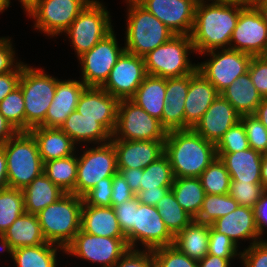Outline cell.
<instances>
[{
  "mask_svg": "<svg viewBox=\"0 0 267 267\" xmlns=\"http://www.w3.org/2000/svg\"><path fill=\"white\" fill-rule=\"evenodd\" d=\"M248 4L237 0L227 4H201L195 8L194 24L190 38L195 53L215 49H229L240 11Z\"/></svg>",
  "mask_w": 267,
  "mask_h": 267,
  "instance_id": "cell-1",
  "label": "cell"
},
{
  "mask_svg": "<svg viewBox=\"0 0 267 267\" xmlns=\"http://www.w3.org/2000/svg\"><path fill=\"white\" fill-rule=\"evenodd\" d=\"M164 154L169 158L175 178H199L217 157L215 144L192 128L169 131Z\"/></svg>",
  "mask_w": 267,
  "mask_h": 267,
  "instance_id": "cell-2",
  "label": "cell"
},
{
  "mask_svg": "<svg viewBox=\"0 0 267 267\" xmlns=\"http://www.w3.org/2000/svg\"><path fill=\"white\" fill-rule=\"evenodd\" d=\"M83 199L65 193L37 214L42 233L48 243L66 248L80 231Z\"/></svg>",
  "mask_w": 267,
  "mask_h": 267,
  "instance_id": "cell-3",
  "label": "cell"
},
{
  "mask_svg": "<svg viewBox=\"0 0 267 267\" xmlns=\"http://www.w3.org/2000/svg\"><path fill=\"white\" fill-rule=\"evenodd\" d=\"M7 160L10 188L24 189L43 173L44 163L38 145L30 132H17L2 145Z\"/></svg>",
  "mask_w": 267,
  "mask_h": 267,
  "instance_id": "cell-4",
  "label": "cell"
},
{
  "mask_svg": "<svg viewBox=\"0 0 267 267\" xmlns=\"http://www.w3.org/2000/svg\"><path fill=\"white\" fill-rule=\"evenodd\" d=\"M57 78L47 75L42 68H34L22 62V74L19 80L25 104V132L45 127V116L53 101Z\"/></svg>",
  "mask_w": 267,
  "mask_h": 267,
  "instance_id": "cell-5",
  "label": "cell"
},
{
  "mask_svg": "<svg viewBox=\"0 0 267 267\" xmlns=\"http://www.w3.org/2000/svg\"><path fill=\"white\" fill-rule=\"evenodd\" d=\"M125 51L140 57L167 42L175 34L141 5L127 6Z\"/></svg>",
  "mask_w": 267,
  "mask_h": 267,
  "instance_id": "cell-6",
  "label": "cell"
},
{
  "mask_svg": "<svg viewBox=\"0 0 267 267\" xmlns=\"http://www.w3.org/2000/svg\"><path fill=\"white\" fill-rule=\"evenodd\" d=\"M190 53H195L190 36L174 35L144 56L146 73L166 79L192 74L197 64L188 58Z\"/></svg>",
  "mask_w": 267,
  "mask_h": 267,
  "instance_id": "cell-7",
  "label": "cell"
},
{
  "mask_svg": "<svg viewBox=\"0 0 267 267\" xmlns=\"http://www.w3.org/2000/svg\"><path fill=\"white\" fill-rule=\"evenodd\" d=\"M109 14L103 2L92 0L64 32L63 35L68 36L77 58L114 30Z\"/></svg>",
  "mask_w": 267,
  "mask_h": 267,
  "instance_id": "cell-8",
  "label": "cell"
},
{
  "mask_svg": "<svg viewBox=\"0 0 267 267\" xmlns=\"http://www.w3.org/2000/svg\"><path fill=\"white\" fill-rule=\"evenodd\" d=\"M92 0H34L26 10L35 30L45 35H62Z\"/></svg>",
  "mask_w": 267,
  "mask_h": 267,
  "instance_id": "cell-9",
  "label": "cell"
},
{
  "mask_svg": "<svg viewBox=\"0 0 267 267\" xmlns=\"http://www.w3.org/2000/svg\"><path fill=\"white\" fill-rule=\"evenodd\" d=\"M167 133L158 119L130 99L119 101L116 127L111 140H165Z\"/></svg>",
  "mask_w": 267,
  "mask_h": 267,
  "instance_id": "cell-10",
  "label": "cell"
},
{
  "mask_svg": "<svg viewBox=\"0 0 267 267\" xmlns=\"http://www.w3.org/2000/svg\"><path fill=\"white\" fill-rule=\"evenodd\" d=\"M88 146L83 154L78 156L77 153V179L72 193L81 197L101 179L113 177L118 172L116 151L111 142Z\"/></svg>",
  "mask_w": 267,
  "mask_h": 267,
  "instance_id": "cell-11",
  "label": "cell"
},
{
  "mask_svg": "<svg viewBox=\"0 0 267 267\" xmlns=\"http://www.w3.org/2000/svg\"><path fill=\"white\" fill-rule=\"evenodd\" d=\"M201 55L210 59L197 63V70L209 80L220 94L239 76L248 72L252 55L232 49H215Z\"/></svg>",
  "mask_w": 267,
  "mask_h": 267,
  "instance_id": "cell-12",
  "label": "cell"
},
{
  "mask_svg": "<svg viewBox=\"0 0 267 267\" xmlns=\"http://www.w3.org/2000/svg\"><path fill=\"white\" fill-rule=\"evenodd\" d=\"M129 249L126 238L95 236L80 230L65 248V254L112 267Z\"/></svg>",
  "mask_w": 267,
  "mask_h": 267,
  "instance_id": "cell-13",
  "label": "cell"
},
{
  "mask_svg": "<svg viewBox=\"0 0 267 267\" xmlns=\"http://www.w3.org/2000/svg\"><path fill=\"white\" fill-rule=\"evenodd\" d=\"M116 38L113 30L89 51L77 58L81 67L80 80L87 87H101L108 79L117 59L125 51V47H120Z\"/></svg>",
  "mask_w": 267,
  "mask_h": 267,
  "instance_id": "cell-14",
  "label": "cell"
},
{
  "mask_svg": "<svg viewBox=\"0 0 267 267\" xmlns=\"http://www.w3.org/2000/svg\"><path fill=\"white\" fill-rule=\"evenodd\" d=\"M229 49L252 56H267V23L252 3L240 11Z\"/></svg>",
  "mask_w": 267,
  "mask_h": 267,
  "instance_id": "cell-15",
  "label": "cell"
},
{
  "mask_svg": "<svg viewBox=\"0 0 267 267\" xmlns=\"http://www.w3.org/2000/svg\"><path fill=\"white\" fill-rule=\"evenodd\" d=\"M146 75L144 57L124 51L101 88L119 100L130 99Z\"/></svg>",
  "mask_w": 267,
  "mask_h": 267,
  "instance_id": "cell-16",
  "label": "cell"
},
{
  "mask_svg": "<svg viewBox=\"0 0 267 267\" xmlns=\"http://www.w3.org/2000/svg\"><path fill=\"white\" fill-rule=\"evenodd\" d=\"M174 236L169 232L157 208L139 204L134 217V249L142 244L145 250L173 245ZM138 243V244H137Z\"/></svg>",
  "mask_w": 267,
  "mask_h": 267,
  "instance_id": "cell-17",
  "label": "cell"
},
{
  "mask_svg": "<svg viewBox=\"0 0 267 267\" xmlns=\"http://www.w3.org/2000/svg\"><path fill=\"white\" fill-rule=\"evenodd\" d=\"M175 35L190 36L195 17L193 0H146L141 4Z\"/></svg>",
  "mask_w": 267,
  "mask_h": 267,
  "instance_id": "cell-18",
  "label": "cell"
},
{
  "mask_svg": "<svg viewBox=\"0 0 267 267\" xmlns=\"http://www.w3.org/2000/svg\"><path fill=\"white\" fill-rule=\"evenodd\" d=\"M119 101L101 87H86L79 97L76 110L85 118L96 119L113 134Z\"/></svg>",
  "mask_w": 267,
  "mask_h": 267,
  "instance_id": "cell-19",
  "label": "cell"
},
{
  "mask_svg": "<svg viewBox=\"0 0 267 267\" xmlns=\"http://www.w3.org/2000/svg\"><path fill=\"white\" fill-rule=\"evenodd\" d=\"M117 169H144L165 153V140H111Z\"/></svg>",
  "mask_w": 267,
  "mask_h": 267,
  "instance_id": "cell-20",
  "label": "cell"
},
{
  "mask_svg": "<svg viewBox=\"0 0 267 267\" xmlns=\"http://www.w3.org/2000/svg\"><path fill=\"white\" fill-rule=\"evenodd\" d=\"M240 117L231 103L219 94L193 129L216 145L224 133L240 121Z\"/></svg>",
  "mask_w": 267,
  "mask_h": 267,
  "instance_id": "cell-21",
  "label": "cell"
},
{
  "mask_svg": "<svg viewBox=\"0 0 267 267\" xmlns=\"http://www.w3.org/2000/svg\"><path fill=\"white\" fill-rule=\"evenodd\" d=\"M210 226L218 233L229 237L236 245L240 240H249L250 245L262 241L256 225L253 208L238 205L237 208L225 216L217 218Z\"/></svg>",
  "mask_w": 267,
  "mask_h": 267,
  "instance_id": "cell-22",
  "label": "cell"
},
{
  "mask_svg": "<svg viewBox=\"0 0 267 267\" xmlns=\"http://www.w3.org/2000/svg\"><path fill=\"white\" fill-rule=\"evenodd\" d=\"M218 95L215 86L197 69L190 74L184 106L185 129L195 127Z\"/></svg>",
  "mask_w": 267,
  "mask_h": 267,
  "instance_id": "cell-23",
  "label": "cell"
},
{
  "mask_svg": "<svg viewBox=\"0 0 267 267\" xmlns=\"http://www.w3.org/2000/svg\"><path fill=\"white\" fill-rule=\"evenodd\" d=\"M86 87L81 80L57 78L55 95L45 116V127L60 128L67 117L76 110L79 97Z\"/></svg>",
  "mask_w": 267,
  "mask_h": 267,
  "instance_id": "cell-24",
  "label": "cell"
},
{
  "mask_svg": "<svg viewBox=\"0 0 267 267\" xmlns=\"http://www.w3.org/2000/svg\"><path fill=\"white\" fill-rule=\"evenodd\" d=\"M189 83L190 74L166 79V103L162 112V126L167 132L185 129L184 106Z\"/></svg>",
  "mask_w": 267,
  "mask_h": 267,
  "instance_id": "cell-25",
  "label": "cell"
},
{
  "mask_svg": "<svg viewBox=\"0 0 267 267\" xmlns=\"http://www.w3.org/2000/svg\"><path fill=\"white\" fill-rule=\"evenodd\" d=\"M216 155L224 163L231 181L262 184L261 163L263 154L260 152L248 148L234 153H216Z\"/></svg>",
  "mask_w": 267,
  "mask_h": 267,
  "instance_id": "cell-26",
  "label": "cell"
},
{
  "mask_svg": "<svg viewBox=\"0 0 267 267\" xmlns=\"http://www.w3.org/2000/svg\"><path fill=\"white\" fill-rule=\"evenodd\" d=\"M80 230L95 236L126 238L112 206H91L83 202Z\"/></svg>",
  "mask_w": 267,
  "mask_h": 267,
  "instance_id": "cell-27",
  "label": "cell"
},
{
  "mask_svg": "<svg viewBox=\"0 0 267 267\" xmlns=\"http://www.w3.org/2000/svg\"><path fill=\"white\" fill-rule=\"evenodd\" d=\"M35 138L43 163L76 154V144L60 128L37 126L29 130Z\"/></svg>",
  "mask_w": 267,
  "mask_h": 267,
  "instance_id": "cell-28",
  "label": "cell"
},
{
  "mask_svg": "<svg viewBox=\"0 0 267 267\" xmlns=\"http://www.w3.org/2000/svg\"><path fill=\"white\" fill-rule=\"evenodd\" d=\"M60 129L65 132L78 146L105 144L111 141L112 134L96 119H89L74 110L62 124Z\"/></svg>",
  "mask_w": 267,
  "mask_h": 267,
  "instance_id": "cell-29",
  "label": "cell"
},
{
  "mask_svg": "<svg viewBox=\"0 0 267 267\" xmlns=\"http://www.w3.org/2000/svg\"><path fill=\"white\" fill-rule=\"evenodd\" d=\"M7 253L15 248L47 243L37 214L24 213L3 233Z\"/></svg>",
  "mask_w": 267,
  "mask_h": 267,
  "instance_id": "cell-30",
  "label": "cell"
},
{
  "mask_svg": "<svg viewBox=\"0 0 267 267\" xmlns=\"http://www.w3.org/2000/svg\"><path fill=\"white\" fill-rule=\"evenodd\" d=\"M165 93L166 78L147 74L130 100L162 124Z\"/></svg>",
  "mask_w": 267,
  "mask_h": 267,
  "instance_id": "cell-31",
  "label": "cell"
},
{
  "mask_svg": "<svg viewBox=\"0 0 267 267\" xmlns=\"http://www.w3.org/2000/svg\"><path fill=\"white\" fill-rule=\"evenodd\" d=\"M220 95L228 100L241 116L254 115L262 101V96L256 90L248 72L239 76Z\"/></svg>",
  "mask_w": 267,
  "mask_h": 267,
  "instance_id": "cell-32",
  "label": "cell"
},
{
  "mask_svg": "<svg viewBox=\"0 0 267 267\" xmlns=\"http://www.w3.org/2000/svg\"><path fill=\"white\" fill-rule=\"evenodd\" d=\"M210 224L192 220L174 236L173 246L194 260H201L208 254Z\"/></svg>",
  "mask_w": 267,
  "mask_h": 267,
  "instance_id": "cell-33",
  "label": "cell"
},
{
  "mask_svg": "<svg viewBox=\"0 0 267 267\" xmlns=\"http://www.w3.org/2000/svg\"><path fill=\"white\" fill-rule=\"evenodd\" d=\"M25 213L38 214L65 194L44 173L32 180L23 190Z\"/></svg>",
  "mask_w": 267,
  "mask_h": 267,
  "instance_id": "cell-34",
  "label": "cell"
},
{
  "mask_svg": "<svg viewBox=\"0 0 267 267\" xmlns=\"http://www.w3.org/2000/svg\"><path fill=\"white\" fill-rule=\"evenodd\" d=\"M57 250L65 253V249L45 243L36 246L15 248L8 252L16 267H57Z\"/></svg>",
  "mask_w": 267,
  "mask_h": 267,
  "instance_id": "cell-35",
  "label": "cell"
},
{
  "mask_svg": "<svg viewBox=\"0 0 267 267\" xmlns=\"http://www.w3.org/2000/svg\"><path fill=\"white\" fill-rule=\"evenodd\" d=\"M171 191L180 206L193 218L198 216L206 193L200 178H174Z\"/></svg>",
  "mask_w": 267,
  "mask_h": 267,
  "instance_id": "cell-36",
  "label": "cell"
},
{
  "mask_svg": "<svg viewBox=\"0 0 267 267\" xmlns=\"http://www.w3.org/2000/svg\"><path fill=\"white\" fill-rule=\"evenodd\" d=\"M77 154L44 162L43 173L65 193H72L77 179Z\"/></svg>",
  "mask_w": 267,
  "mask_h": 267,
  "instance_id": "cell-37",
  "label": "cell"
},
{
  "mask_svg": "<svg viewBox=\"0 0 267 267\" xmlns=\"http://www.w3.org/2000/svg\"><path fill=\"white\" fill-rule=\"evenodd\" d=\"M155 207L173 236L182 231L193 220L176 201L171 190L157 202Z\"/></svg>",
  "mask_w": 267,
  "mask_h": 267,
  "instance_id": "cell-38",
  "label": "cell"
},
{
  "mask_svg": "<svg viewBox=\"0 0 267 267\" xmlns=\"http://www.w3.org/2000/svg\"><path fill=\"white\" fill-rule=\"evenodd\" d=\"M25 213L22 189L7 187L0 190V233Z\"/></svg>",
  "mask_w": 267,
  "mask_h": 267,
  "instance_id": "cell-39",
  "label": "cell"
},
{
  "mask_svg": "<svg viewBox=\"0 0 267 267\" xmlns=\"http://www.w3.org/2000/svg\"><path fill=\"white\" fill-rule=\"evenodd\" d=\"M169 158L164 154L143 169L140 190H152L157 187H172L174 181Z\"/></svg>",
  "mask_w": 267,
  "mask_h": 267,
  "instance_id": "cell-40",
  "label": "cell"
},
{
  "mask_svg": "<svg viewBox=\"0 0 267 267\" xmlns=\"http://www.w3.org/2000/svg\"><path fill=\"white\" fill-rule=\"evenodd\" d=\"M239 204L229 194H206L201 210L194 219L200 223L211 224L217 218L234 211Z\"/></svg>",
  "mask_w": 267,
  "mask_h": 267,
  "instance_id": "cell-41",
  "label": "cell"
},
{
  "mask_svg": "<svg viewBox=\"0 0 267 267\" xmlns=\"http://www.w3.org/2000/svg\"><path fill=\"white\" fill-rule=\"evenodd\" d=\"M199 178L206 194H229L231 177L218 157L201 173Z\"/></svg>",
  "mask_w": 267,
  "mask_h": 267,
  "instance_id": "cell-42",
  "label": "cell"
},
{
  "mask_svg": "<svg viewBox=\"0 0 267 267\" xmlns=\"http://www.w3.org/2000/svg\"><path fill=\"white\" fill-rule=\"evenodd\" d=\"M0 113L17 132H25V104L19 86L0 102Z\"/></svg>",
  "mask_w": 267,
  "mask_h": 267,
  "instance_id": "cell-43",
  "label": "cell"
},
{
  "mask_svg": "<svg viewBox=\"0 0 267 267\" xmlns=\"http://www.w3.org/2000/svg\"><path fill=\"white\" fill-rule=\"evenodd\" d=\"M262 184L231 181L229 195L241 206L253 208L265 193Z\"/></svg>",
  "mask_w": 267,
  "mask_h": 267,
  "instance_id": "cell-44",
  "label": "cell"
},
{
  "mask_svg": "<svg viewBox=\"0 0 267 267\" xmlns=\"http://www.w3.org/2000/svg\"><path fill=\"white\" fill-rule=\"evenodd\" d=\"M140 202L136 195L122 203L121 205H115L113 207L120 229L126 236L127 244L130 249H134V217L135 210L138 209Z\"/></svg>",
  "mask_w": 267,
  "mask_h": 267,
  "instance_id": "cell-45",
  "label": "cell"
},
{
  "mask_svg": "<svg viewBox=\"0 0 267 267\" xmlns=\"http://www.w3.org/2000/svg\"><path fill=\"white\" fill-rule=\"evenodd\" d=\"M243 124L249 146L261 154L267 153V129L255 115H243L240 117Z\"/></svg>",
  "mask_w": 267,
  "mask_h": 267,
  "instance_id": "cell-46",
  "label": "cell"
},
{
  "mask_svg": "<svg viewBox=\"0 0 267 267\" xmlns=\"http://www.w3.org/2000/svg\"><path fill=\"white\" fill-rule=\"evenodd\" d=\"M215 147L216 153H234L250 148L246 131L241 121L226 131Z\"/></svg>",
  "mask_w": 267,
  "mask_h": 267,
  "instance_id": "cell-47",
  "label": "cell"
},
{
  "mask_svg": "<svg viewBox=\"0 0 267 267\" xmlns=\"http://www.w3.org/2000/svg\"><path fill=\"white\" fill-rule=\"evenodd\" d=\"M154 261L160 267H198V261L189 258L173 245L152 250Z\"/></svg>",
  "mask_w": 267,
  "mask_h": 267,
  "instance_id": "cell-48",
  "label": "cell"
},
{
  "mask_svg": "<svg viewBox=\"0 0 267 267\" xmlns=\"http://www.w3.org/2000/svg\"><path fill=\"white\" fill-rule=\"evenodd\" d=\"M238 248L240 247L229 237L223 233L216 232L210 226L208 254L225 259H235L236 257L240 259L241 252Z\"/></svg>",
  "mask_w": 267,
  "mask_h": 267,
  "instance_id": "cell-49",
  "label": "cell"
},
{
  "mask_svg": "<svg viewBox=\"0 0 267 267\" xmlns=\"http://www.w3.org/2000/svg\"><path fill=\"white\" fill-rule=\"evenodd\" d=\"M112 180L113 177H106L97 182L82 196L83 202L91 206H111Z\"/></svg>",
  "mask_w": 267,
  "mask_h": 267,
  "instance_id": "cell-50",
  "label": "cell"
},
{
  "mask_svg": "<svg viewBox=\"0 0 267 267\" xmlns=\"http://www.w3.org/2000/svg\"><path fill=\"white\" fill-rule=\"evenodd\" d=\"M248 73L262 98L267 97V56H253Z\"/></svg>",
  "mask_w": 267,
  "mask_h": 267,
  "instance_id": "cell-51",
  "label": "cell"
},
{
  "mask_svg": "<svg viewBox=\"0 0 267 267\" xmlns=\"http://www.w3.org/2000/svg\"><path fill=\"white\" fill-rule=\"evenodd\" d=\"M243 267H267V240L248 245L241 251Z\"/></svg>",
  "mask_w": 267,
  "mask_h": 267,
  "instance_id": "cell-52",
  "label": "cell"
},
{
  "mask_svg": "<svg viewBox=\"0 0 267 267\" xmlns=\"http://www.w3.org/2000/svg\"><path fill=\"white\" fill-rule=\"evenodd\" d=\"M154 262L152 250L129 249L112 267H151Z\"/></svg>",
  "mask_w": 267,
  "mask_h": 267,
  "instance_id": "cell-53",
  "label": "cell"
},
{
  "mask_svg": "<svg viewBox=\"0 0 267 267\" xmlns=\"http://www.w3.org/2000/svg\"><path fill=\"white\" fill-rule=\"evenodd\" d=\"M12 43L9 37L2 36L0 38V74L13 71L21 63L15 56L16 54Z\"/></svg>",
  "mask_w": 267,
  "mask_h": 267,
  "instance_id": "cell-54",
  "label": "cell"
},
{
  "mask_svg": "<svg viewBox=\"0 0 267 267\" xmlns=\"http://www.w3.org/2000/svg\"><path fill=\"white\" fill-rule=\"evenodd\" d=\"M135 194L130 190V187L122 175L117 172L112 180V196L111 206L121 205L127 200L132 199Z\"/></svg>",
  "mask_w": 267,
  "mask_h": 267,
  "instance_id": "cell-55",
  "label": "cell"
},
{
  "mask_svg": "<svg viewBox=\"0 0 267 267\" xmlns=\"http://www.w3.org/2000/svg\"><path fill=\"white\" fill-rule=\"evenodd\" d=\"M22 62L11 72L0 74V102L19 85Z\"/></svg>",
  "mask_w": 267,
  "mask_h": 267,
  "instance_id": "cell-56",
  "label": "cell"
},
{
  "mask_svg": "<svg viewBox=\"0 0 267 267\" xmlns=\"http://www.w3.org/2000/svg\"><path fill=\"white\" fill-rule=\"evenodd\" d=\"M170 190L171 187H157L152 190H140L136 194V197L141 204L156 206L157 202H159V200Z\"/></svg>",
  "mask_w": 267,
  "mask_h": 267,
  "instance_id": "cell-57",
  "label": "cell"
},
{
  "mask_svg": "<svg viewBox=\"0 0 267 267\" xmlns=\"http://www.w3.org/2000/svg\"><path fill=\"white\" fill-rule=\"evenodd\" d=\"M256 225L259 231V237L261 240L264 230L267 228V191L262 195L257 205L254 207Z\"/></svg>",
  "mask_w": 267,
  "mask_h": 267,
  "instance_id": "cell-58",
  "label": "cell"
},
{
  "mask_svg": "<svg viewBox=\"0 0 267 267\" xmlns=\"http://www.w3.org/2000/svg\"><path fill=\"white\" fill-rule=\"evenodd\" d=\"M128 183L130 190L136 195L140 191L141 175L143 169H117Z\"/></svg>",
  "mask_w": 267,
  "mask_h": 267,
  "instance_id": "cell-59",
  "label": "cell"
},
{
  "mask_svg": "<svg viewBox=\"0 0 267 267\" xmlns=\"http://www.w3.org/2000/svg\"><path fill=\"white\" fill-rule=\"evenodd\" d=\"M233 259H225L207 254L198 261V267H231Z\"/></svg>",
  "mask_w": 267,
  "mask_h": 267,
  "instance_id": "cell-60",
  "label": "cell"
},
{
  "mask_svg": "<svg viewBox=\"0 0 267 267\" xmlns=\"http://www.w3.org/2000/svg\"><path fill=\"white\" fill-rule=\"evenodd\" d=\"M16 133L15 128L0 113V146L4 145Z\"/></svg>",
  "mask_w": 267,
  "mask_h": 267,
  "instance_id": "cell-61",
  "label": "cell"
},
{
  "mask_svg": "<svg viewBox=\"0 0 267 267\" xmlns=\"http://www.w3.org/2000/svg\"><path fill=\"white\" fill-rule=\"evenodd\" d=\"M7 187H9L7 181V160L3 147L0 146V190Z\"/></svg>",
  "mask_w": 267,
  "mask_h": 267,
  "instance_id": "cell-62",
  "label": "cell"
},
{
  "mask_svg": "<svg viewBox=\"0 0 267 267\" xmlns=\"http://www.w3.org/2000/svg\"><path fill=\"white\" fill-rule=\"evenodd\" d=\"M254 115L261 121V123L267 129V97L262 98V101L258 105Z\"/></svg>",
  "mask_w": 267,
  "mask_h": 267,
  "instance_id": "cell-63",
  "label": "cell"
},
{
  "mask_svg": "<svg viewBox=\"0 0 267 267\" xmlns=\"http://www.w3.org/2000/svg\"><path fill=\"white\" fill-rule=\"evenodd\" d=\"M252 4L256 7L263 20L267 23V0H255Z\"/></svg>",
  "mask_w": 267,
  "mask_h": 267,
  "instance_id": "cell-64",
  "label": "cell"
},
{
  "mask_svg": "<svg viewBox=\"0 0 267 267\" xmlns=\"http://www.w3.org/2000/svg\"><path fill=\"white\" fill-rule=\"evenodd\" d=\"M261 183H262L265 191H267V153L262 155Z\"/></svg>",
  "mask_w": 267,
  "mask_h": 267,
  "instance_id": "cell-65",
  "label": "cell"
},
{
  "mask_svg": "<svg viewBox=\"0 0 267 267\" xmlns=\"http://www.w3.org/2000/svg\"><path fill=\"white\" fill-rule=\"evenodd\" d=\"M196 6L201 4H227L230 2H235L237 0H193ZM211 1V2H210Z\"/></svg>",
  "mask_w": 267,
  "mask_h": 267,
  "instance_id": "cell-66",
  "label": "cell"
},
{
  "mask_svg": "<svg viewBox=\"0 0 267 267\" xmlns=\"http://www.w3.org/2000/svg\"><path fill=\"white\" fill-rule=\"evenodd\" d=\"M11 0H0V13H3L11 5Z\"/></svg>",
  "mask_w": 267,
  "mask_h": 267,
  "instance_id": "cell-67",
  "label": "cell"
},
{
  "mask_svg": "<svg viewBox=\"0 0 267 267\" xmlns=\"http://www.w3.org/2000/svg\"><path fill=\"white\" fill-rule=\"evenodd\" d=\"M21 3V6L24 9V12L26 13L27 7L34 1V0H18Z\"/></svg>",
  "mask_w": 267,
  "mask_h": 267,
  "instance_id": "cell-68",
  "label": "cell"
},
{
  "mask_svg": "<svg viewBox=\"0 0 267 267\" xmlns=\"http://www.w3.org/2000/svg\"><path fill=\"white\" fill-rule=\"evenodd\" d=\"M146 0H125L126 4L128 5H141Z\"/></svg>",
  "mask_w": 267,
  "mask_h": 267,
  "instance_id": "cell-69",
  "label": "cell"
},
{
  "mask_svg": "<svg viewBox=\"0 0 267 267\" xmlns=\"http://www.w3.org/2000/svg\"><path fill=\"white\" fill-rule=\"evenodd\" d=\"M0 250L7 252L6 248H5V244H4V237H3V233H0ZM1 252V251H0Z\"/></svg>",
  "mask_w": 267,
  "mask_h": 267,
  "instance_id": "cell-70",
  "label": "cell"
},
{
  "mask_svg": "<svg viewBox=\"0 0 267 267\" xmlns=\"http://www.w3.org/2000/svg\"><path fill=\"white\" fill-rule=\"evenodd\" d=\"M151 267H160L159 265H157L155 262L152 264Z\"/></svg>",
  "mask_w": 267,
  "mask_h": 267,
  "instance_id": "cell-71",
  "label": "cell"
},
{
  "mask_svg": "<svg viewBox=\"0 0 267 267\" xmlns=\"http://www.w3.org/2000/svg\"><path fill=\"white\" fill-rule=\"evenodd\" d=\"M248 3H252L253 1H255V0H246Z\"/></svg>",
  "mask_w": 267,
  "mask_h": 267,
  "instance_id": "cell-72",
  "label": "cell"
}]
</instances>
